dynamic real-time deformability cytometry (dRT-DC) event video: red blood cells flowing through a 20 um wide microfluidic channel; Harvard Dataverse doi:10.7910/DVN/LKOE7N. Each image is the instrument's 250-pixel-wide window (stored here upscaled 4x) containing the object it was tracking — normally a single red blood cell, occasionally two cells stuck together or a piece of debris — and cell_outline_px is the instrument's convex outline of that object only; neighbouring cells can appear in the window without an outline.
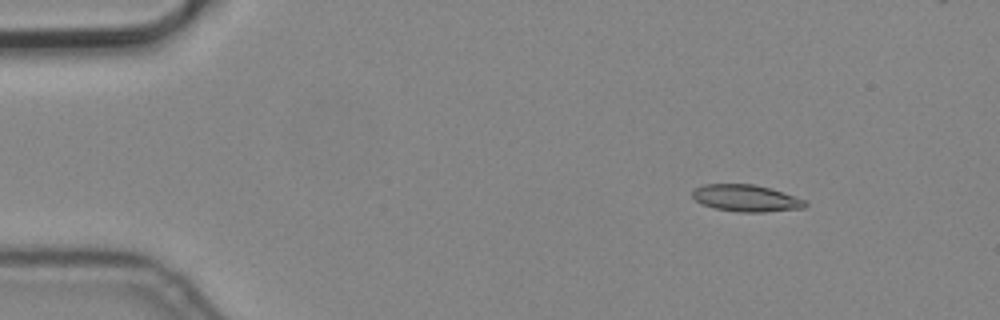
{"species": "common noctule bat (a hibernating species)", "species_latin": "Nyctalus noctula", "temperature_condition": "cold", "stored_images_in_passage": 8, "camera_frame_rate_fps": 3000, "um_per_image_px": 0.085, "animal": {"sex": "male", "body_mass_g": 19.2, "forearm_length_mm": 51.8}, "frame": {"image": 1, "passage_image": 3, "time_ms": 0.667, "image_size_px": [1000, 320], "cell_outline_px": [[808, 204], [804, 208], [764, 212], [740, 212], [716, 208], [704, 204], [696, 200], [692, 196], [692, 192], [696, 188], [704, 184], [756, 184], [804, 200]], "centroid_in_image_um": [63.4, 16.84], "position_along_channel_um": 21.6, "area_um2": 17.28}}
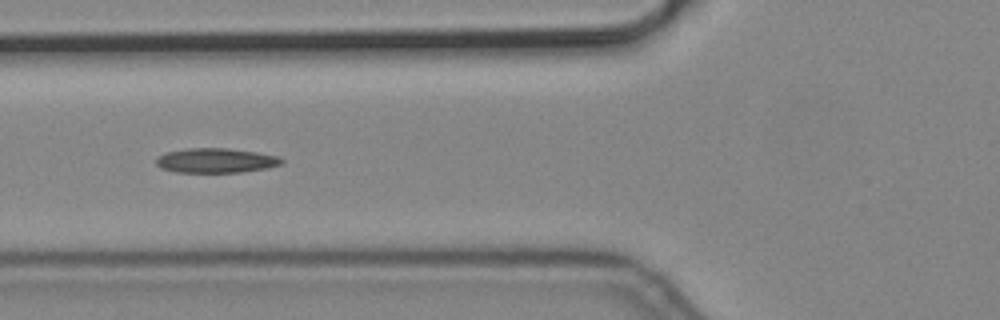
{"frame": {"image": 2, "passage_image": 7, "time_ms": 2.0, "image_size_px": [1000, 320], "cell_outline_px": [[284, 160], [280, 164], [268, 168], [240, 172], [176, 172], [160, 168], [156, 164], [156, 156], [168, 152], [188, 148], [228, 148], [256, 152], [276, 156]], "centroid_in_image_um": [18.31, 13.64], "position_along_channel_um": 107.5, "area_um2": 17.92}}
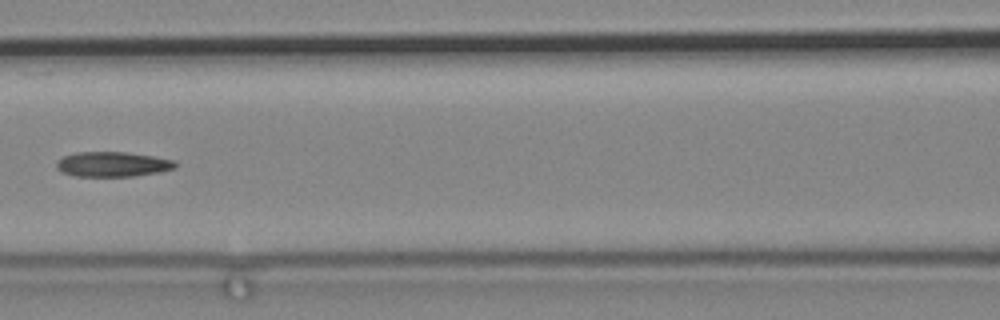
{"frame": {"image": 3, "passage_image": 8, "time_ms": 2.333, "image_size_px": [1000, 320], "cell_outline_px": [[180, 164], [176, 168], [160, 172], [132, 176], [76, 176], [64, 172], [56, 168], [56, 160], [64, 156], [76, 152], [128, 152], [176, 160]], "centroid_in_image_um": [9.62, 13.95], "position_along_channel_um": 157.0, "area_um2": 17.4}}